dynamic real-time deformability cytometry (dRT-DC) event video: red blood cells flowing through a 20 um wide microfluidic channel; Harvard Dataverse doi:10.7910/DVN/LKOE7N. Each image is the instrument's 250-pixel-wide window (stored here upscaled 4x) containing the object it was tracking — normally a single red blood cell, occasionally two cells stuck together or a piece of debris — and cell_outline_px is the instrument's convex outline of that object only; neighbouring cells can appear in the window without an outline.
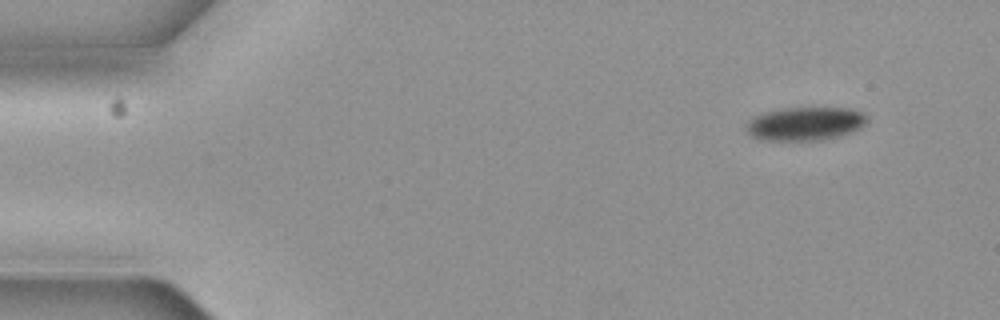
{"species": "common noctule bat (a hibernating species)", "species_latin": "Nyctalus noctula", "temperature_condition": "cold", "stored_images_in_passage": 6, "camera_frame_rate_fps": 3000, "um_per_image_px": 0.085, "animal": {"sex": "female", "body_mass_g": 19.3, "forearm_length_mm": 54.1}, "frame": {"image": 1, "passage_image": 1, "time_ms": 0.0, "image_size_px": [1000, 320], "cell_outline_px": [[864, 124], [848, 132], [836, 136], [820, 140], [764, 140], [752, 136], [748, 132], [748, 120], [752, 116], [764, 112], [780, 108], [848, 108], [860, 112], [864, 116]], "centroid_in_image_um": [68.34, 10.5], "position_along_channel_um": 16.7, "area_um2": 22.95}}
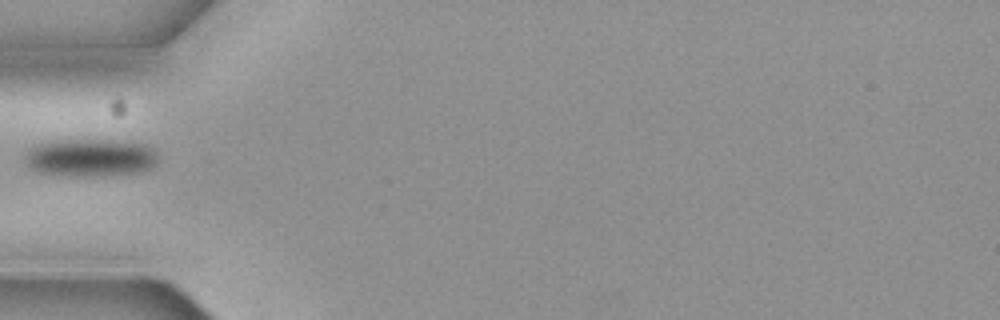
{"frame": {"image": 2, "passage_image": 5, "time_ms": 1.333, "image_size_px": [1000, 320], "cell_outline_px": [[156, 164], [152, 168], [136, 172], [80, 176], [72, 176], [40, 172], [32, 168], [28, 164], [24, 156], [36, 144], [52, 140], [120, 140], [144, 144], [156, 152]], "centroid_in_image_um": [7.68, 13.37], "position_along_channel_um": 77.3, "area_um2": 28.84}}
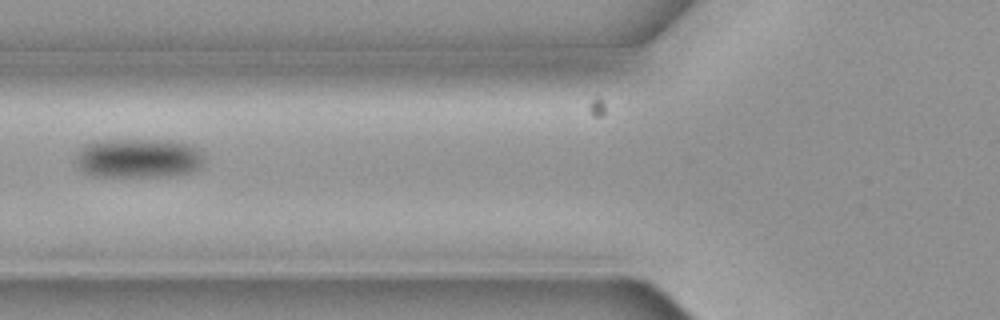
{"frame": {"image": 3, "passage_image": 6, "time_ms": 1.667, "image_size_px": [1000, 320], "cell_outline_px": [[204, 156], [200, 168], [192, 172], [160, 176], [92, 176], [84, 172], [76, 164], [76, 152], [84, 144], [108, 140], [168, 140], [188, 144], [204, 148]], "centroid_in_image_um": [11.8, 13.44], "position_along_channel_um": 114.0, "area_um2": 29.71}}